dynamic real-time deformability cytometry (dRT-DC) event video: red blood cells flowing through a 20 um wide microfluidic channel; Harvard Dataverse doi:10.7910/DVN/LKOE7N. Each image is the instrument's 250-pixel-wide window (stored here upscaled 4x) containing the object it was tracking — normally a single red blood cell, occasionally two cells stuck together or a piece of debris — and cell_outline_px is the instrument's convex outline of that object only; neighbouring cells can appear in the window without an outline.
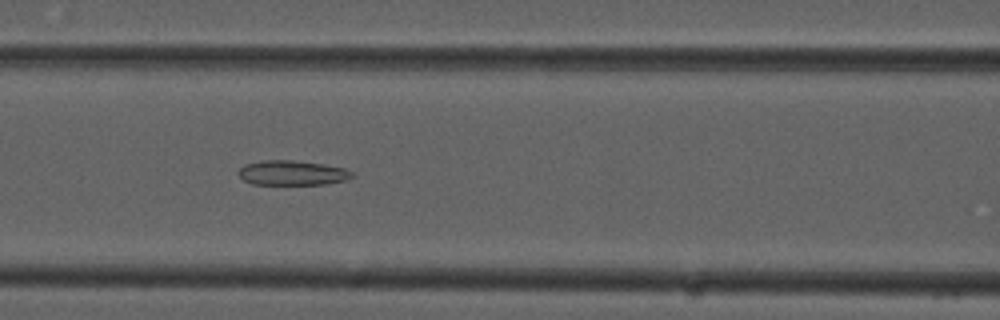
{"species": "common noctule bat (a hibernating species)", "species_latin": "Nyctalus noctula", "temperature_condition": "cold", "stored_images_in_passage": 46, "camera_frame_rate_fps": 3000, "um_per_image_px": 0.085, "animal": {"sex": "male", "forearm_length_mm": 52.5}, "frame": {"image": 1, "passage_image": 22, "time_ms": 7.0, "image_size_px": [1000, 320], "cell_outline_px": [[356, 176], [344, 180], [324, 184], [252, 184], [244, 180], [236, 172], [244, 164], [260, 160], [292, 160], [324, 164], [344, 168], [356, 172]], "centroid_in_image_um": [24.85, 14.68], "position_along_channel_um": 141.8, "area_um2": 16.53}}
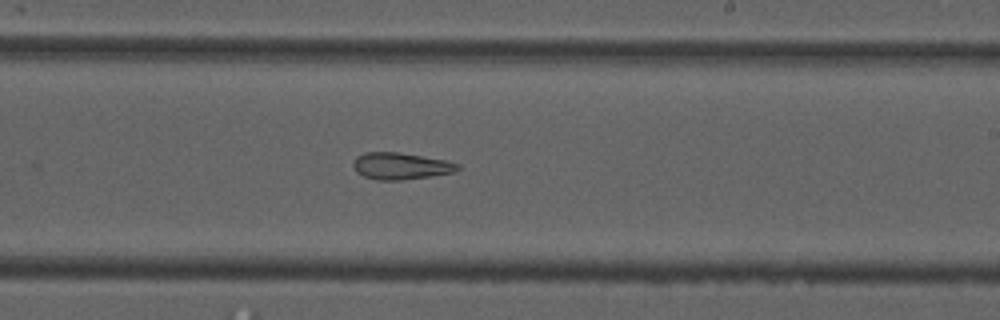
{"frame": {"image": 2, "passage_image": 31, "time_ms": 10.0, "image_size_px": [1000, 320], "cell_outline_px": [[460, 168], [456, 172], [432, 176], [400, 180], [376, 180], [364, 176], [356, 172], [352, 164], [356, 156], [364, 152], [396, 152], [448, 160], [460, 164]], "centroid_in_image_um": [34.08, 14.11], "position_along_channel_um": 254.9, "area_um2": 16.47}}
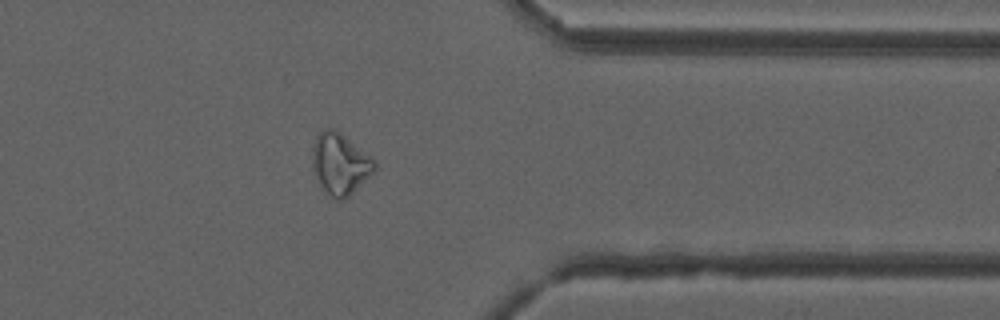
{"frame": {"image": 3, "passage_image": 42, "time_ms": 13.667, "image_size_px": [1000, 320], "cell_outline_px": [[376, 168], [344, 200], [336, 200], [328, 196], [320, 188], [312, 168], [312, 144], [316, 136], [324, 128], [336, 128], [372, 156], [376, 160]], "centroid_in_image_um": [28.87, 13.9], "position_along_channel_um": 382.5, "area_um2": 22.66}}